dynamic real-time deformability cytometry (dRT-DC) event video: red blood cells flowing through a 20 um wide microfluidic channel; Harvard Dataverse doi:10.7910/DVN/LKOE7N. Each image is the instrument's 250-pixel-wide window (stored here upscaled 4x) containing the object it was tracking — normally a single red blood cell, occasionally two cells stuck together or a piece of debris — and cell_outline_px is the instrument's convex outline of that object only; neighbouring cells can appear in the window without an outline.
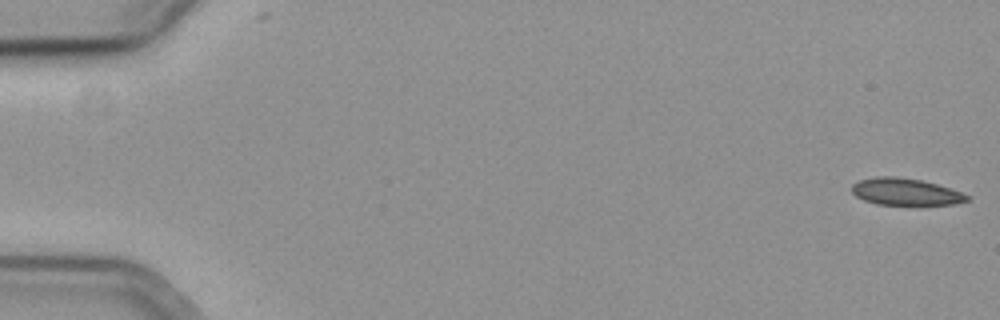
{"species": "common noctule bat (a hibernating species)", "species_latin": "Nyctalus noctula", "temperature_condition": "cold", "stored_images_in_passage": 57, "camera_frame_rate_fps": 3000, "um_per_image_px": 0.085, "animal": {"sex": "female", "body_mass_g": 19.3, "forearm_length_mm": 54.1}, "frame": {"image": 1, "passage_image": 1, "time_ms": 0.0, "image_size_px": [1000, 320], "cell_outline_px": [[968, 200], [956, 204], [920, 208], [876, 204], [864, 200], [856, 196], [852, 192], [852, 184], [860, 180], [876, 176], [896, 176], [920, 180], [936, 184], [960, 192], [968, 196]], "centroid_in_image_um": [76.98, 16.36], "position_along_channel_um": 8.0, "area_um2": 18.9}}
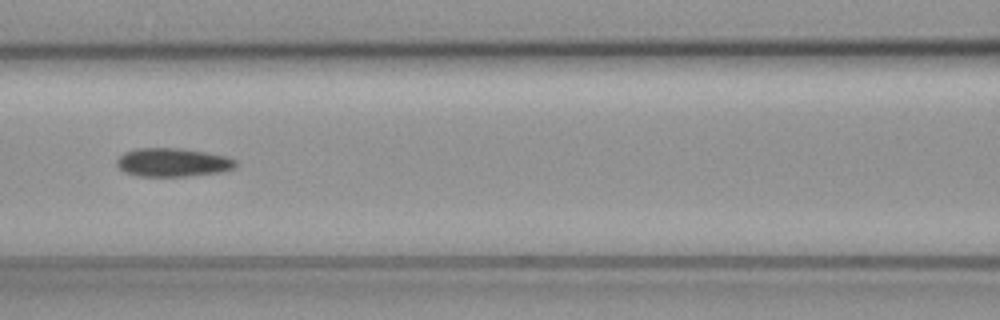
{"frame": {"image": 2, "passage_image": 26, "time_ms": 8.333, "image_size_px": [1000, 320], "cell_outline_px": [[236, 168], [220, 172], [188, 176], [136, 176], [124, 172], [116, 164], [116, 160], [124, 152], [136, 148], [180, 148], [204, 152], [224, 156], [236, 160]], "centroid_in_image_um": [14.65, 13.81], "position_along_channel_um": 151.9, "area_um2": 19.77}}
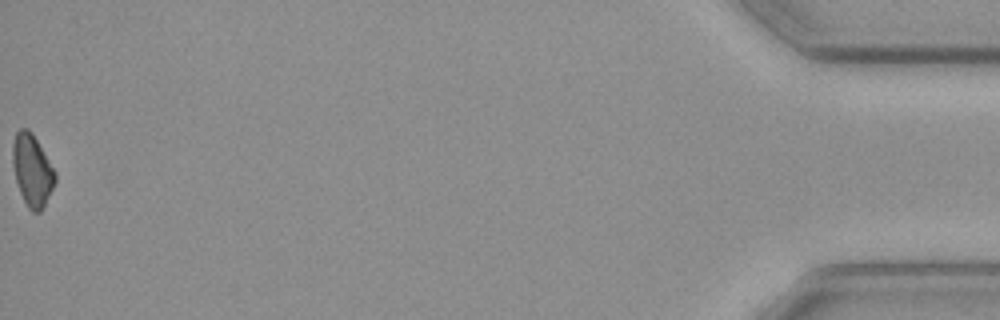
{"frame": {"image": 3, "passage_image": 57, "time_ms": 18.667, "image_size_px": [1000, 320], "cell_outline_px": [[56, 180], [40, 212], [32, 212], [28, 208], [20, 192], [16, 180], [12, 164], [12, 144], [16, 132], [20, 128], [28, 128], [32, 132], [56, 172]], "centroid_in_image_um": [2.72, 14.44], "position_along_channel_um": 432.5, "area_um2": 17.63}}